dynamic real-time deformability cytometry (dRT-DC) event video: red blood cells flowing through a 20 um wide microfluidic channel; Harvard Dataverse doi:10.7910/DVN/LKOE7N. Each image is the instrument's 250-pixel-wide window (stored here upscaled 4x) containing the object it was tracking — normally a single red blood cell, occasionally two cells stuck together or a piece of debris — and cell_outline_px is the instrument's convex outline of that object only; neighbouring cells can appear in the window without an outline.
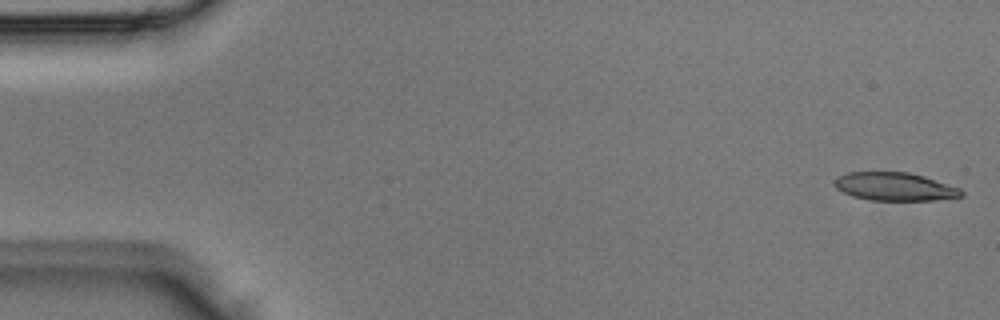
{"species": "Egyptian fruit bat (a non-hibernating species)", "species_latin": "Rousettus aegyptiacus", "temperature_condition": "room temperature", "stored_images_in_passage": 4, "camera_frame_rate_fps": 3000, "um_per_image_px": 0.085, "animal": {"sex": "male"}, "frame": {"image": 1, "passage_image": 4, "time_ms": 1.0, "image_size_px": [1000, 320], "cell_outline_px": [[964, 196], [932, 200], [868, 200], [852, 196], [836, 188], [836, 176], [848, 172], [908, 172], [924, 176], [960, 188], [964, 192]], "centroid_in_image_um": [76.06, 15.86], "position_along_channel_um": 8.9, "area_um2": 20.75}}